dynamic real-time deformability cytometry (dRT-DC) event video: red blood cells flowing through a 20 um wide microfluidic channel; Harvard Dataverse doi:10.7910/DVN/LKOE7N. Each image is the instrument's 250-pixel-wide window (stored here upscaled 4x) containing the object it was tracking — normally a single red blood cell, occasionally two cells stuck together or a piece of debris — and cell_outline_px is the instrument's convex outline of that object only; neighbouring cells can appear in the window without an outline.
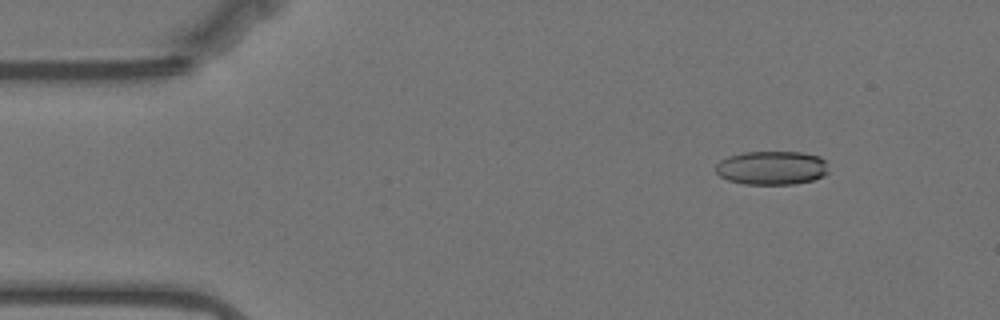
{"species": "Egyptian fruit bat (a non-hibernating species)", "species_latin": "Rousettus aegyptiacus", "temperature_condition": "warm", "stored_images_in_passage": 56, "camera_frame_rate_fps": 3000, "um_per_image_px": 0.085, "animal": {"sex": "female"}, "frame": {"image": 1, "passage_image": 6, "time_ms": 1.667, "image_size_px": [1000, 320], "cell_outline_px": [[828, 172], [824, 176], [812, 180], [792, 184], [744, 184], [728, 180], [720, 176], [716, 172], [716, 164], [720, 160], [728, 156], [744, 152], [804, 152], [820, 156], [824, 160]], "centroid_in_image_um": [65.59, 14.26], "position_along_channel_um": 19.4, "area_um2": 22.25}}
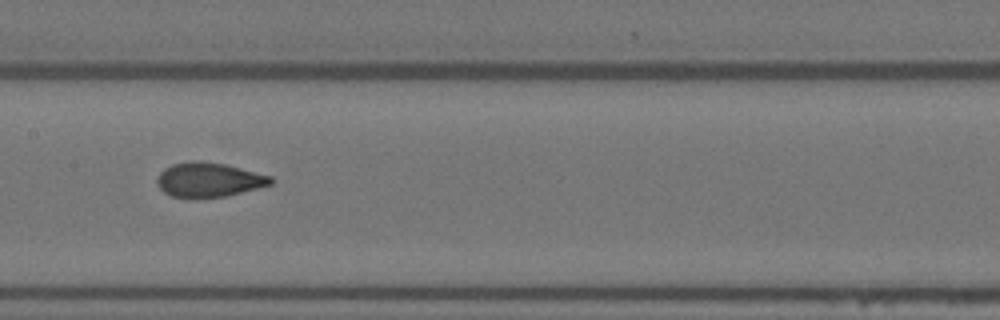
{"frame": {"image": 2, "passage_image": 27, "time_ms": 8.667, "image_size_px": [1000, 320], "cell_outline_px": [[272, 184], [224, 196], [172, 196], [164, 192], [156, 184], [156, 180], [160, 172], [164, 168], [172, 164], [188, 160], [196, 160], [224, 164], [272, 176]], "centroid_in_image_um": [17.71, 15.24], "position_along_channel_um": 189.7, "area_um2": 22.31}}
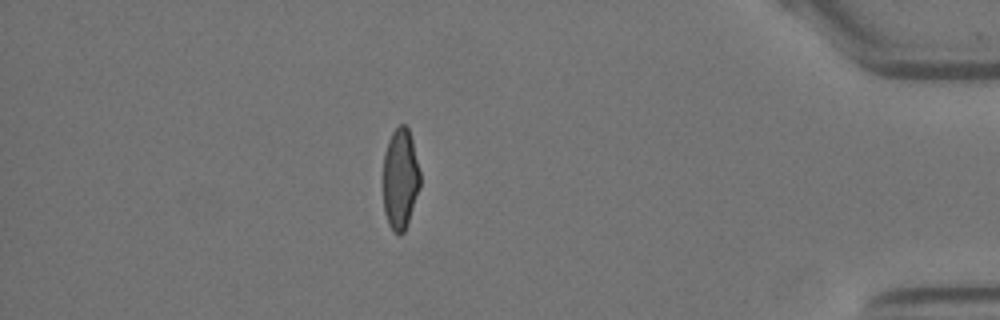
{"frame": {"image": 3, "passage_image": 49, "time_ms": 16.0, "image_size_px": [1000, 320], "cell_outline_px": [[420, 188], [408, 224], [404, 232], [400, 236], [388, 224], [384, 212], [384, 152], [388, 140], [392, 132], [400, 124], [404, 124], [408, 128], [412, 140], [420, 172]], "centroid_in_image_um": [34.03, 15.22], "position_along_channel_um": 401.2, "area_um2": 21.79}, "authors_computed_cell_mechanics": {"area_um2": 22.831, "velocity_mm_per_s": 3.5316, "shape_relaxation_time_tau1_ms": 8.7886, "shape_relaxation_time_tau2_ms": 1.0751, "deformation_change_tau1": 0.1952, "deformation_change_tau2": 0.0782}}